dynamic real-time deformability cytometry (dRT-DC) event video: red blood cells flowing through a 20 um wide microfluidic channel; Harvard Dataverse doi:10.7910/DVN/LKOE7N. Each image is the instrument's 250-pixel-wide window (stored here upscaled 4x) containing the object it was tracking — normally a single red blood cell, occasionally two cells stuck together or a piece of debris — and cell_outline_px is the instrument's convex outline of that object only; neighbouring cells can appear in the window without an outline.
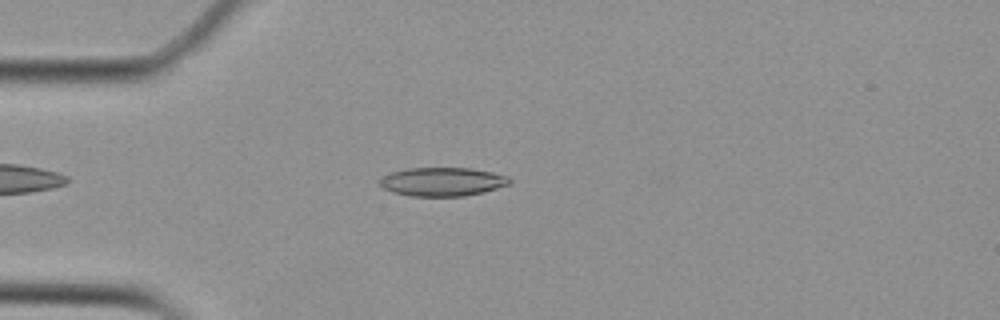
{"species": "Egyptian fruit bat (a non-hibernating species)", "species_latin": "Rousettus aegyptiacus", "temperature_condition": "cold", "stored_images_in_passage": 47, "camera_frame_rate_fps": 3000, "um_per_image_px": 0.085, "animal": {"sex": "female"}, "frame": {"image": 1, "passage_image": 7, "time_ms": 2.0, "image_size_px": [1000, 320], "cell_outline_px": [[512, 184], [484, 192], [464, 196], [412, 196], [392, 192], [384, 188], [380, 184], [380, 180], [388, 172], [408, 168], [472, 168], [492, 172], [508, 176], [512, 180]], "centroid_in_image_um": [37.64, 15.44], "position_along_channel_um": 47.4, "area_um2": 21.85}}
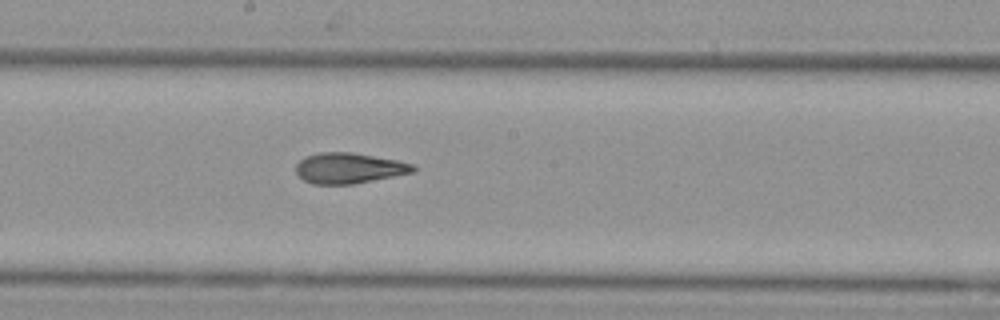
{"frame": {"image": 2, "passage_image": 22, "time_ms": 7.0, "image_size_px": [1000, 320], "cell_outline_px": [[416, 168], [412, 172], [352, 184], [312, 184], [304, 180], [296, 172], [296, 164], [304, 156], [320, 152], [352, 152], [396, 160], [412, 164]], "centroid_in_image_um": [29.6, 14.28], "position_along_channel_um": 218.6, "area_um2": 20.63}}
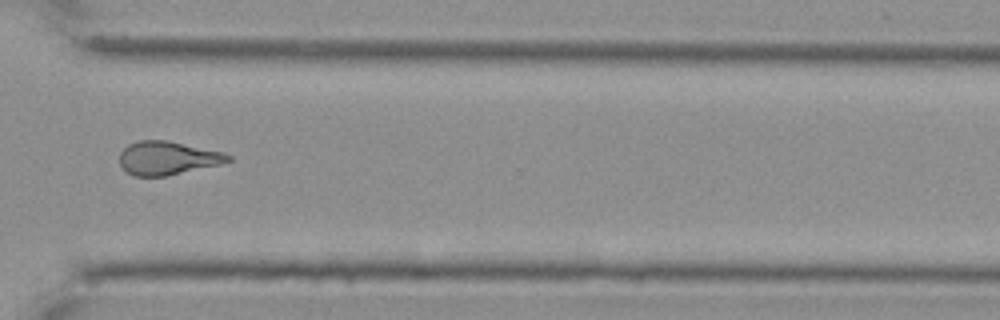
{"frame": {"image": 3, "passage_image": 33, "time_ms": 10.667, "image_size_px": [1000, 320], "cell_outline_px": [[232, 160], [220, 164], [168, 176], [132, 176], [120, 164], [120, 152], [128, 144], [140, 140], [168, 140], [224, 152], [232, 156]], "centroid_in_image_um": [14.26, 13.43], "position_along_channel_um": 356.3, "area_um2": 21.27}, "authors_computed_cell_mechanics": {"area_um2": 21.3282, "velocity_mm_per_s": 3.7549, "shape_relaxation_time_tau1_ms": 6.5598, "shape_relaxation_time_tau2_ms": 2.7001, "deformation_change_tau1": 0.1739, "deformation_change_tau2": 0.1034}}